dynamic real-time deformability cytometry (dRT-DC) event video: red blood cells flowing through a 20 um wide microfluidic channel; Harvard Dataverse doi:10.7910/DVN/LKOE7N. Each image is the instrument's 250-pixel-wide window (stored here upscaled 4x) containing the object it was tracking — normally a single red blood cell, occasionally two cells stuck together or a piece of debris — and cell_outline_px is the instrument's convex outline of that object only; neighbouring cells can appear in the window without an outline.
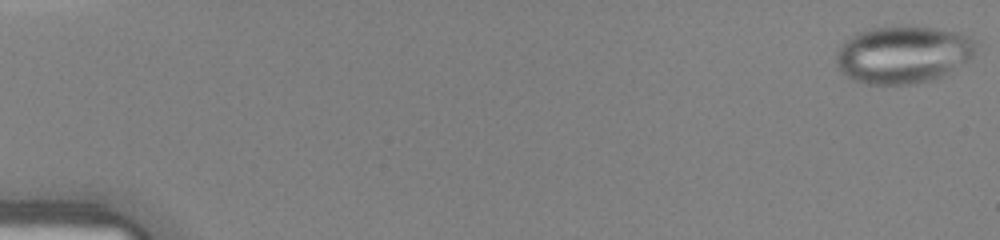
{"species": "human", "species_latin": "Homo sapiens", "temperature_condition": "warm", "stored_images_in_passage": 44, "camera_frame_rate_fps": 3000, "um_per_image_px": 0.085, "donor": {"sex": "female"}, "frame": {"image": 1, "passage_image": 1, "time_ms": 0.0, "image_size_px": [1000, 240], "cell_outline_px": [[980, 44], [972, 56], [968, 60], [944, 76], [936, 80], [912, 84], [868, 84], [852, 80], [836, 68], [836, 52], [840, 44], [852, 36], [860, 32], [872, 28], [932, 28], [960, 32], [980, 40]], "centroid_in_image_um": [76.8, 4.67], "position_along_channel_um": 8.2, "area_um2": 46.99}}
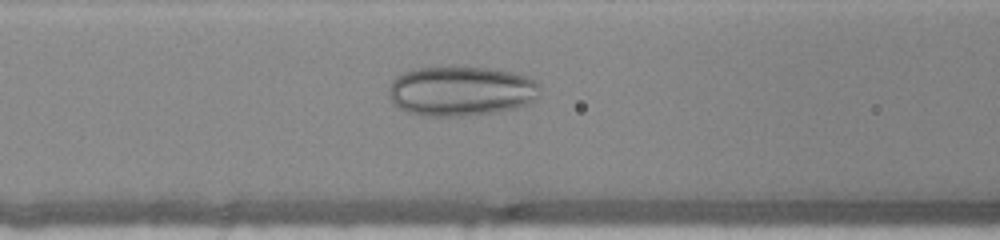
{"frame": {"image": 2, "passage_image": 19, "time_ms": 6.0, "image_size_px": [1000, 240], "cell_outline_px": [[540, 88], [536, 100], [528, 104], [516, 108], [496, 112], [464, 116], [424, 116], [408, 112], [392, 104], [388, 92], [388, 88], [392, 80], [396, 76], [404, 72], [416, 68], [496, 68], [528, 76], [536, 80]], "centroid_in_image_um": [39.2, 7.75], "position_along_channel_um": 127.4, "area_um2": 44.16}}
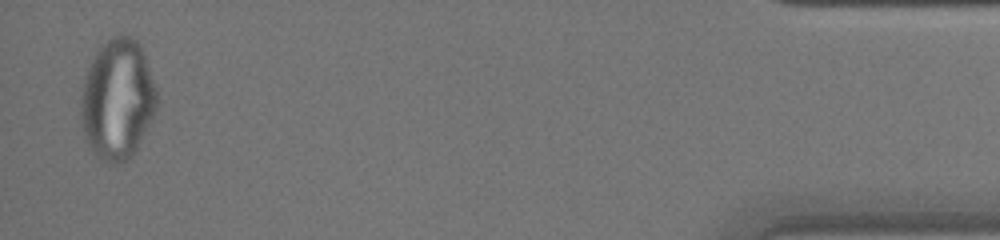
{"frame": {"image": 3, "passage_image": 43, "time_ms": 14.0, "image_size_px": [1000, 240], "cell_outline_px": [[156, 108], [152, 124], [136, 148], [124, 160], [116, 164], [112, 164], [96, 156], [88, 144], [80, 128], [80, 96], [84, 76], [92, 56], [100, 44], [112, 36], [128, 36], [136, 40], [140, 44], [156, 88]], "centroid_in_image_um": [9.95, 8.43], "position_along_channel_um": 425.3, "area_um2": 53.7}}